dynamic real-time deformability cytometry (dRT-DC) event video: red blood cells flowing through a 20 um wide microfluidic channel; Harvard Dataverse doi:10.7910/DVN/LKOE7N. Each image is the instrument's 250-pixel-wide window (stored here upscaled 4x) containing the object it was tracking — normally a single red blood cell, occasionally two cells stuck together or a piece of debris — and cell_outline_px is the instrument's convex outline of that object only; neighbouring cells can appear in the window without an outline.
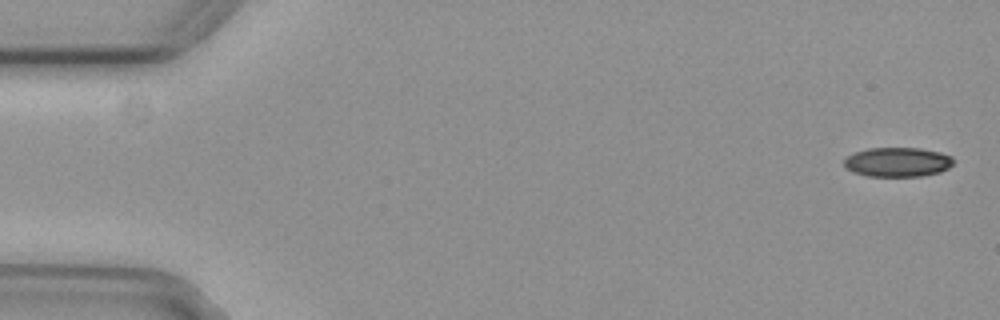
{"species": "common noctule bat (a hibernating species)", "species_latin": "Nyctalus noctula", "temperature_condition": "cold", "stored_images_in_passage": 48, "camera_frame_rate_fps": 3000, "um_per_image_px": 0.085, "animal": {"sex": "female", "body_mass_g": 29.2, "forearm_length_mm": 56.3}, "frame": {"image": 1, "passage_image": 2, "time_ms": 0.333, "image_size_px": [1000, 320], "cell_outline_px": [[952, 164], [948, 168], [940, 172], [920, 176], [868, 176], [852, 172], [844, 168], [844, 160], [848, 156], [856, 152], [868, 148], [920, 148], [940, 152], [952, 156]], "centroid_in_image_um": [76.27, 13.78], "position_along_channel_um": 8.7, "area_um2": 18.73}}
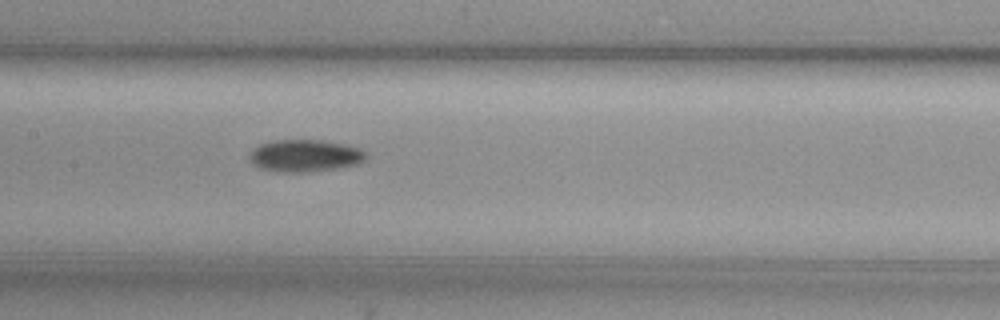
{"frame": {"image": 2, "passage_image": 27, "time_ms": 8.667, "image_size_px": [1000, 320], "cell_outline_px": [[364, 160], [356, 164], [336, 168], [304, 172], [284, 172], [260, 168], [252, 164], [248, 160], [248, 152], [252, 148], [260, 144], [276, 140], [320, 140], [344, 144], [360, 148], [364, 152]], "centroid_in_image_um": [25.83, 13.23], "position_along_channel_um": 181.6, "area_um2": 21.73}}
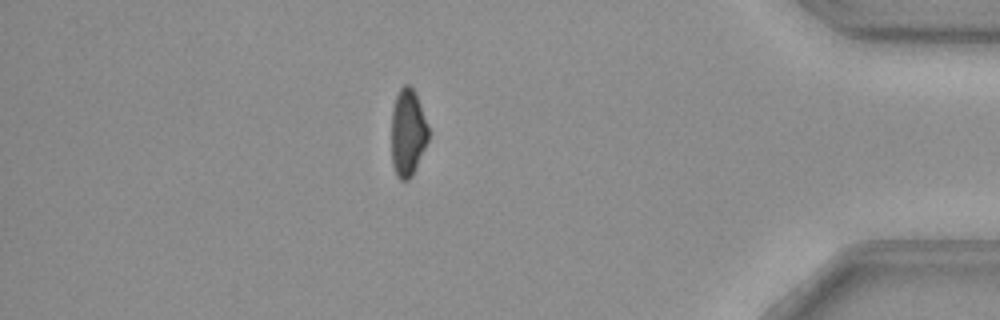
{"frame": {"image": 3, "passage_image": 48, "time_ms": 15.667, "image_size_px": [1000, 320], "cell_outline_px": [[428, 140], [412, 176], [408, 180], [400, 180], [396, 176], [392, 164], [392, 108], [396, 96], [400, 88], [404, 84], [408, 84], [416, 92], [428, 124]], "centroid_in_image_um": [34.66, 11.26], "position_along_channel_um": 400.5, "area_um2": 18.9}, "authors_computed_cell_mechanics": {"area_um2": 20.6057, "velocity_mm_per_s": 3.7529, "shape_relaxation_time_tau1_ms": 6.5536, "shape_relaxation_time_tau2_ms": null, "deformation_change_tau1": 0.1274, "deformation_change_tau2": null}}